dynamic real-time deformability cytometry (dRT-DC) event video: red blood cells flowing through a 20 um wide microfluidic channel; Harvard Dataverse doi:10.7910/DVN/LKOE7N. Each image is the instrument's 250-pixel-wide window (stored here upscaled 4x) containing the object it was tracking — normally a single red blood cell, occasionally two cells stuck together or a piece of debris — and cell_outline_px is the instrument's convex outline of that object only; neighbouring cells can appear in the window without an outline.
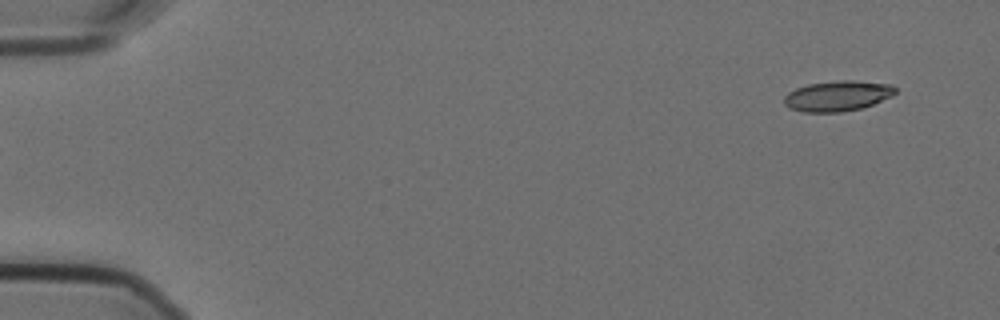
{"species": "Egyptian fruit bat (a non-hibernating species)", "species_latin": "Rousettus aegyptiacus", "temperature_condition": "cold", "stored_images_in_passage": 54, "camera_frame_rate_fps": 3000, "um_per_image_px": 0.085, "animal": {"sex": "female"}, "frame": {"image": 1, "passage_image": 1, "time_ms": 0.0, "image_size_px": [1000, 320], "cell_outline_px": [[896, 92], [892, 96], [872, 104], [860, 108], [840, 112], [804, 112], [788, 108], [784, 104], [784, 96], [788, 92], [796, 88], [808, 84], [836, 80], [856, 80], [892, 84], [896, 88]], "centroid_in_image_um": [71.18, 8.14], "position_along_channel_um": 13.8, "area_um2": 19.83}}
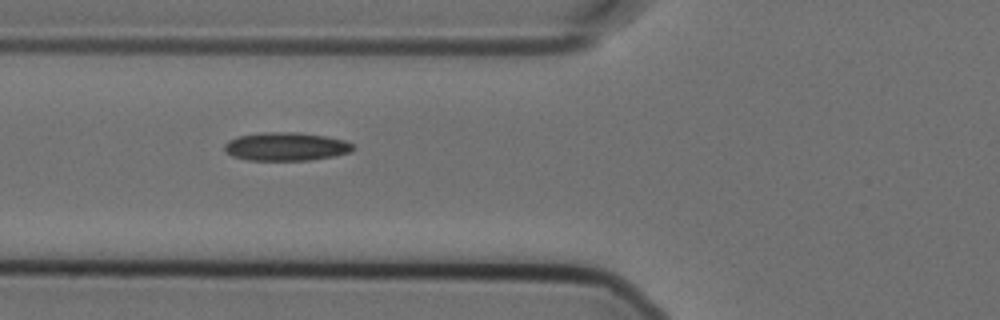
{"frame": {"image": 2, "passage_image": 19, "time_ms": 6.0, "image_size_px": [1000, 320], "cell_outline_px": [[356, 148], [348, 152], [336, 156], [308, 160], [248, 160], [232, 156], [224, 152], [224, 144], [228, 140], [240, 136], [260, 132], [300, 132], [324, 136], [344, 140], [352, 144]], "centroid_in_image_um": [24.28, 12.45], "position_along_channel_um": 101.5, "area_um2": 21.33}}
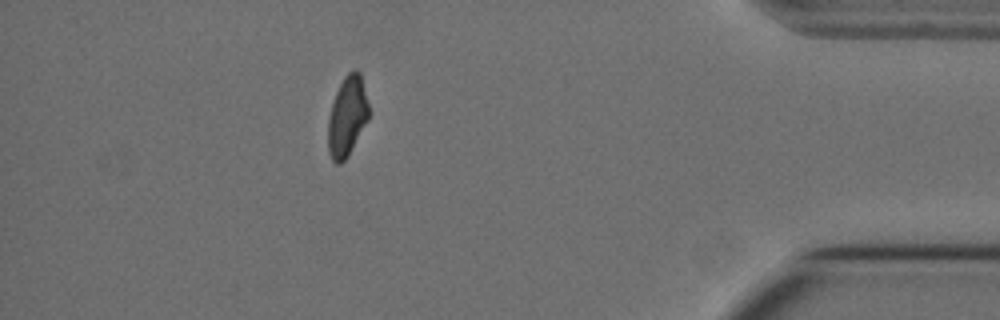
{"frame": {"image": 3, "passage_image": 48, "time_ms": 15.667, "image_size_px": [1000, 320], "cell_outline_px": [[368, 120], [348, 156], [340, 164], [336, 164], [332, 160], [328, 152], [328, 116], [336, 92], [344, 76], [352, 68], [356, 68], [360, 72], [368, 104]], "centroid_in_image_um": [29.5, 9.88], "position_along_channel_um": 405.7, "area_um2": 19.02}, "authors_computed_cell_mechanics": {"area_um2": 20.23, "velocity_mm_per_s": 3.5752, "shape_relaxation_time_tau1_ms": 8.1834, "shape_relaxation_time_tau2_ms": 3.2083, "deformation_change_tau1": 0.1985, "deformation_change_tau2": 0.0934}}